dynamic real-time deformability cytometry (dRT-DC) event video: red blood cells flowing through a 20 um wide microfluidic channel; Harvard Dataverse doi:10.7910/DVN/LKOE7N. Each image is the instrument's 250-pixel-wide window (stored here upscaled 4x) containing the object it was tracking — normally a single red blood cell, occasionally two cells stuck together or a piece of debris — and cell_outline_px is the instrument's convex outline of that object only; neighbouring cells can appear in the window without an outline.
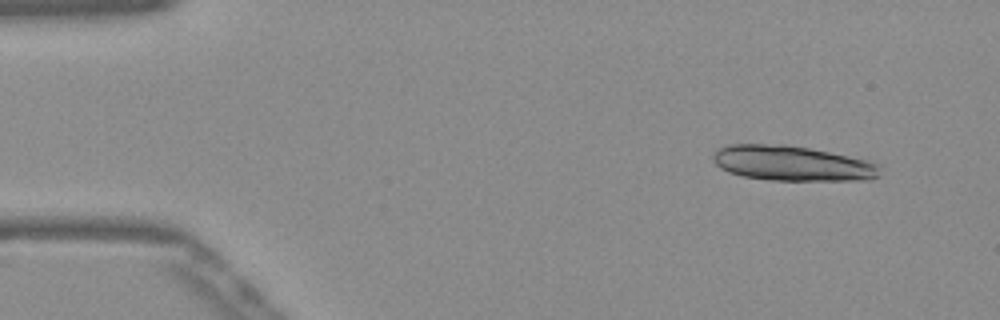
{"species": "Egyptian fruit bat (a non-hibernating species)", "species_latin": "Rousettus aegyptiacus", "temperature_condition": "warm", "stored_images_in_passage": 52, "camera_frame_rate_fps": 3000, "um_per_image_px": 0.085, "frame": {"image": 1, "passage_image": 4, "time_ms": 1.0, "image_size_px": [1000, 320], "cell_outline_px": [[880, 176], [872, 180], [772, 180], [744, 176], [728, 172], [720, 168], [712, 160], [712, 156], [720, 148], [732, 144], [784, 144], [808, 148], [828, 152], [864, 160], [876, 164], [880, 168]], "centroid_in_image_um": [67.32, 13.89], "position_along_channel_um": 17.7, "area_um2": 33.81}}
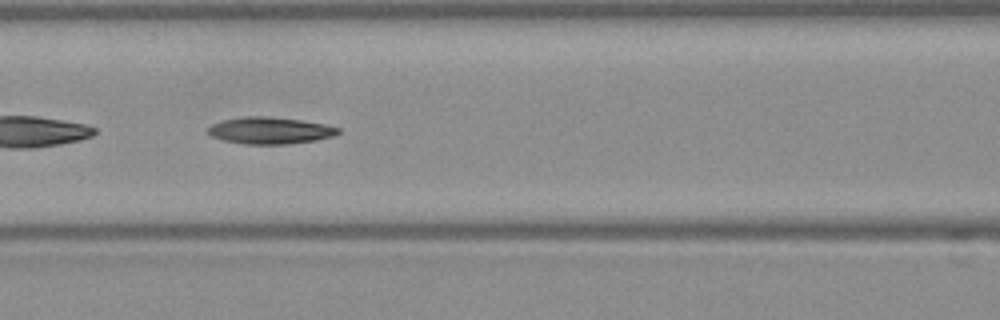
{"frame": {"image": 2, "passage_image": 22, "time_ms": 7.0, "image_size_px": [1000, 320], "cell_outline_px": [[340, 132], [336, 136], [316, 140], [288, 144], [244, 144], [224, 140], [212, 136], [208, 132], [208, 128], [212, 124], [224, 120], [244, 116], [264, 116], [300, 120], [324, 124], [340, 128]], "centroid_in_image_um": [22.98, 11.1], "position_along_channel_um": 143.6, "area_um2": 20.23}}
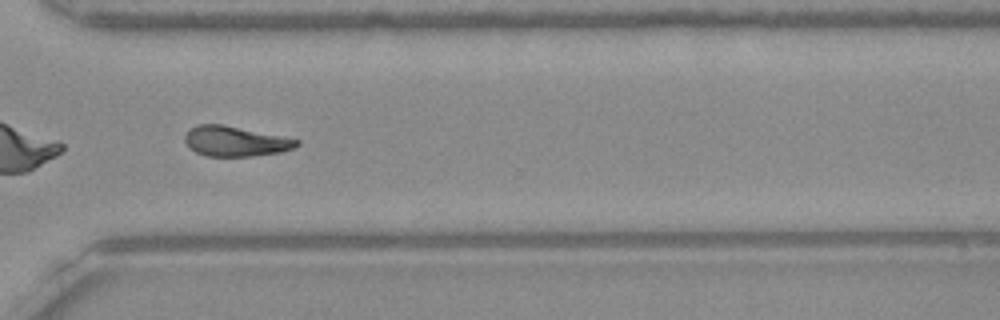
{"frame": {"image": 3, "passage_image": 38, "time_ms": 12.333, "image_size_px": [1000, 320], "cell_outline_px": [[300, 144], [292, 148], [280, 152], [252, 156], [208, 156], [196, 152], [188, 148], [184, 140], [184, 136], [196, 124], [224, 124], [300, 140]], "centroid_in_image_um": [19.97, 12.0], "position_along_channel_um": 350.6, "area_um2": 19.54}}